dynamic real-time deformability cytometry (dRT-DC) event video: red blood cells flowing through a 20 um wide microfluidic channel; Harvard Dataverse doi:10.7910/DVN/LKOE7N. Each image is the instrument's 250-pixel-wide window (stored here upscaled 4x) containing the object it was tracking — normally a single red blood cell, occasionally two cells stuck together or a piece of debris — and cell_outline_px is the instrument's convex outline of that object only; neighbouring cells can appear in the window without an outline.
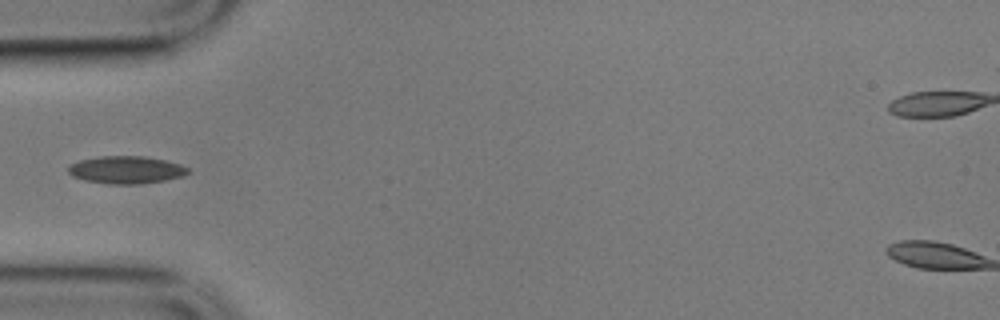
{"species": "common noctule bat (a hibernating species)", "species_latin": "Nyctalus noctula", "temperature_condition": "cold", "stored_images_in_passage": 41, "camera_frame_rate_fps": 3000, "um_per_image_px": 0.085, "animal": {"sex": "male", "body_mass_g": 17.9}, "frame": {"image": 1, "passage_image": 1, "time_ms": 0.0, "image_size_px": [1000, 320], "cell_outline_px": [[188, 172], [184, 176], [164, 180], [136, 184], [108, 184], [84, 180], [72, 176], [68, 172], [68, 168], [72, 164], [80, 160], [100, 156], [144, 156], [164, 160], [180, 164], [188, 168]], "centroid_in_image_um": [10.71, 14.43], "position_along_channel_um": 74.3, "area_um2": 19.07}}
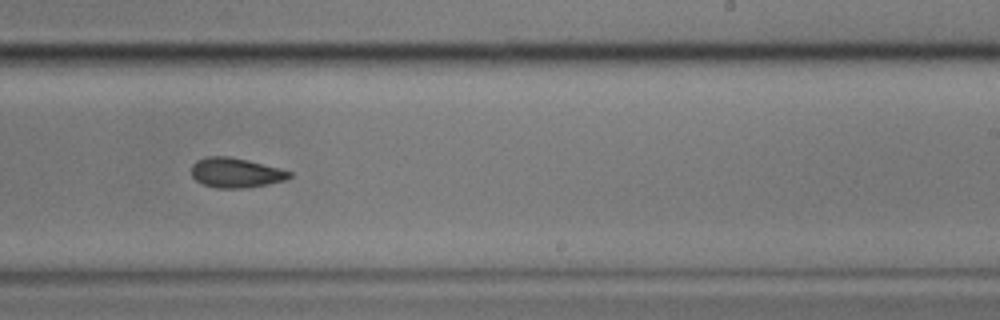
{"frame": {"image": 2, "passage_image": 18, "time_ms": 5.667, "image_size_px": [1000, 320], "cell_outline_px": [[292, 176], [288, 180], [268, 184], [244, 188], [216, 188], [204, 184], [196, 180], [192, 176], [192, 164], [196, 160], [204, 156], [228, 156], [248, 160], [280, 168], [292, 172]], "centroid_in_image_um": [20.06, 14.67], "position_along_channel_um": 268.9, "area_um2": 17.17}}
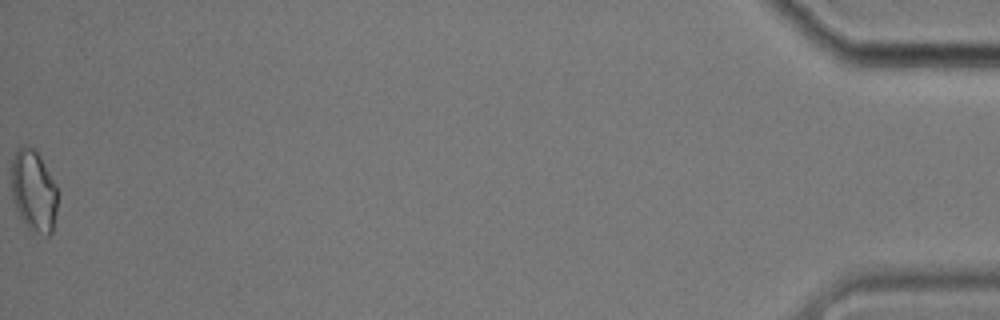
{"frame": {"image": 3, "passage_image": 41, "time_ms": 13.333, "image_size_px": [1000, 320], "cell_outline_px": [[60, 192], [52, 232], [48, 236], [28, 228], [20, 216], [12, 200], [12, 160], [16, 148], [20, 144], [28, 144], [40, 156], [56, 184]], "centroid_in_image_um": [2.88, 16.18], "position_along_channel_um": 432.3, "area_um2": 22.31}}